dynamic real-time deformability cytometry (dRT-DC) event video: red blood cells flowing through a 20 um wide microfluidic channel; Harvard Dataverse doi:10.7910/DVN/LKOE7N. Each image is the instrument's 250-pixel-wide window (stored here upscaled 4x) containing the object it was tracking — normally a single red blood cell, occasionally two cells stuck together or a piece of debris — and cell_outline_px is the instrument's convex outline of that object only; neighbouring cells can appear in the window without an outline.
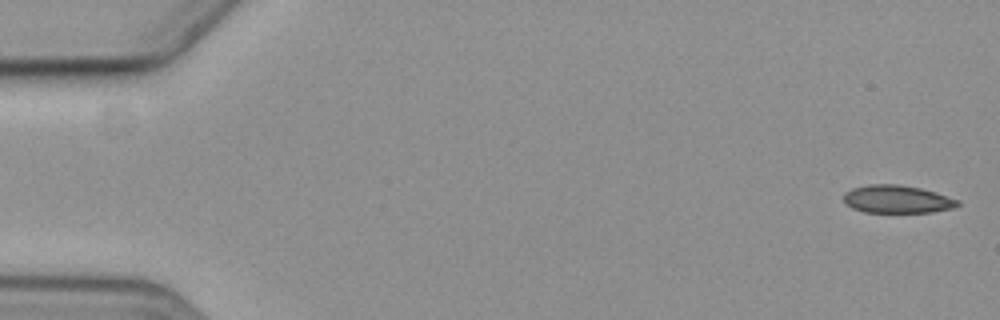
{"species": "common noctule bat (a hibernating species)", "species_latin": "Nyctalus noctula", "temperature_condition": "cold", "stored_images_in_passage": 6, "segment_of_instrument_passage": [2, 2], "camera_frame_rate_fps": 3000, "um_per_image_px": 0.085, "animal": {"sex": "female", "body_mass_g": 19.3, "forearm_length_mm": 54.1}, "frame": {"image": 1, "passage_image": 6, "time_ms": 6.0, "image_size_px": [1000, 320], "cell_outline_px": [[960, 204], [952, 208], [932, 212], [864, 212], [852, 208], [844, 200], [844, 192], [852, 188], [868, 184], [896, 184], [920, 188], [936, 192], [960, 200]], "centroid_in_image_um": [76.26, 16.93], "position_along_channel_um": 8.7, "area_um2": 18.5}}